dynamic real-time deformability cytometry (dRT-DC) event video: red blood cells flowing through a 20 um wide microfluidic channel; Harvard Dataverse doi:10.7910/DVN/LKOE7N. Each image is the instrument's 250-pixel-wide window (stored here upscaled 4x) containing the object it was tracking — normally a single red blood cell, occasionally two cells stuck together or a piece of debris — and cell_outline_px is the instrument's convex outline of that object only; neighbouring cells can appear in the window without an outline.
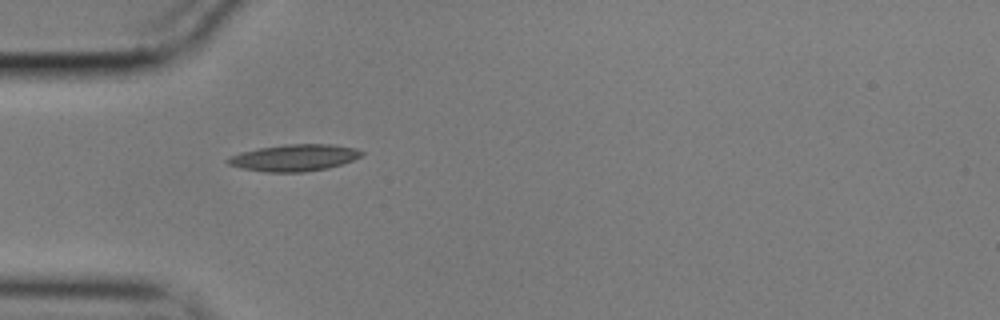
{"species": "common noctule bat (a hibernating species)", "species_latin": "Nyctalus noctula", "temperature_condition": "cold", "stored_images_in_passage": 40, "camera_frame_rate_fps": 3000, "um_per_image_px": 0.085, "animal": {"sex": "male", "body_mass_g": 17.9}, "frame": {"image": 1, "passage_image": 1, "time_ms": 0.0, "image_size_px": [1000, 320], "cell_outline_px": [[364, 152], [360, 156], [352, 160], [328, 168], [304, 172], [264, 172], [240, 168], [228, 164], [224, 160], [228, 156], [240, 152], [260, 148], [284, 144], [332, 144], [356, 148]], "centroid_in_image_um": [24.96, 13.41], "position_along_channel_um": 60.0, "area_um2": 20.92}}
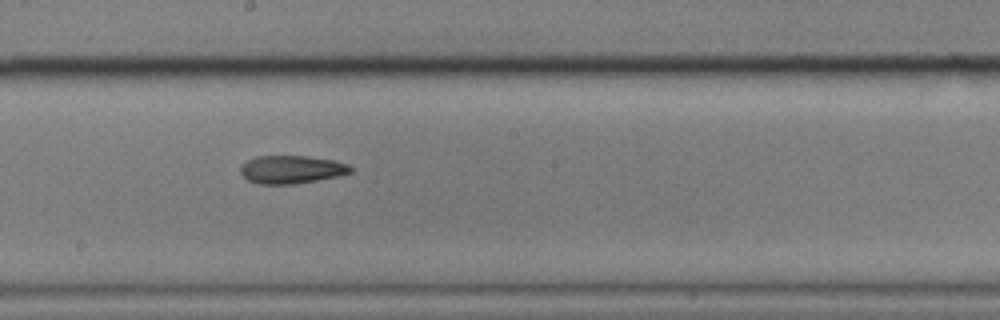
{"frame": {"image": 2, "passage_image": 15, "time_ms": 4.667, "image_size_px": [1000, 320], "cell_outline_px": [[352, 172], [336, 176], [316, 180], [292, 184], [256, 184], [248, 180], [240, 172], [240, 168], [248, 160], [256, 156], [308, 156], [336, 160], [348, 164], [352, 168]], "centroid_in_image_um": [24.78, 14.4], "position_along_channel_um": 223.4, "area_um2": 17.92}}
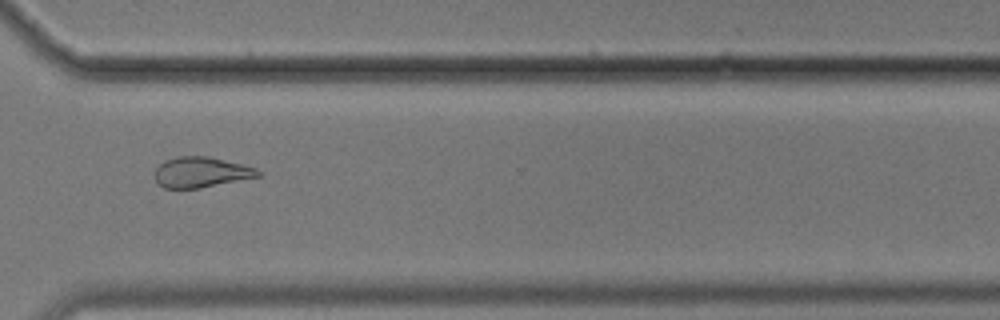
{"frame": {"image": 3, "passage_image": 26, "time_ms": 8.333, "image_size_px": [1000, 320], "cell_outline_px": [[260, 176], [200, 188], [164, 188], [156, 184], [156, 168], [164, 160], [176, 156], [208, 156], [256, 168], [260, 172]], "centroid_in_image_um": [17.05, 14.64], "position_along_channel_um": 353.5, "area_um2": 18.21}, "authors_computed_cell_mechanics": {"area_um2": 18.5827, "velocity_mm_per_s": 3.5499, "shape_relaxation_time_tau1_ms": null, "shape_relaxation_time_tau2_ms": 7.5597, "deformation_change_tau1": null, "deformation_change_tau2": 0.191}}